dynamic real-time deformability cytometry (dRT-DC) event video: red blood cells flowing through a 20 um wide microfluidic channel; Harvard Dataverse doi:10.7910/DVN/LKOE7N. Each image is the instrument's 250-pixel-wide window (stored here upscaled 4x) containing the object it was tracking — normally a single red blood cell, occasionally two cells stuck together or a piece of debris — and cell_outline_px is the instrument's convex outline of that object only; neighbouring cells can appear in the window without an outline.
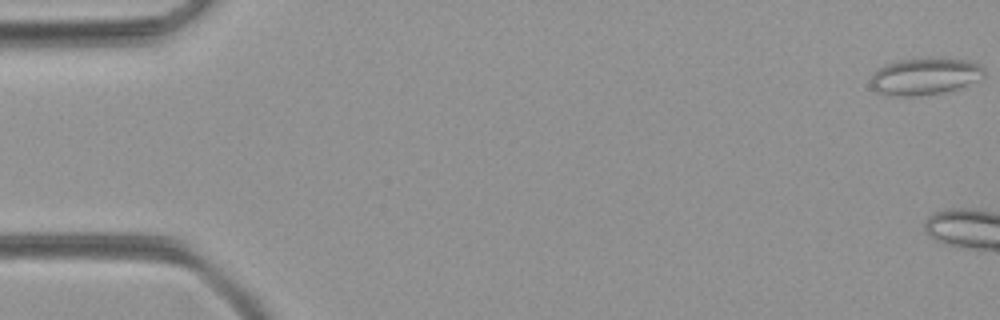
{"species": "common noctule bat (a hibernating species)", "species_latin": "Nyctalus noctula", "temperature_condition": "room temperature", "stored_images_in_passage": 8, "camera_frame_rate_fps": 3000, "um_per_image_px": 0.085, "animal": {"sex": "female", "body_mass_g": 21.9}, "frame": {"image": 1, "passage_image": 1, "time_ms": 0.0, "image_size_px": [1000, 320], "cell_outline_px": [[984, 76], [968, 84], [944, 92], [916, 96], [888, 96], [876, 92], [872, 88], [872, 76], [880, 68], [888, 64], [900, 60], [944, 56], [968, 60], [980, 64], [984, 68]], "centroid_in_image_um": [78.65, 6.47], "position_along_channel_um": 6.4, "area_um2": 24.57}}